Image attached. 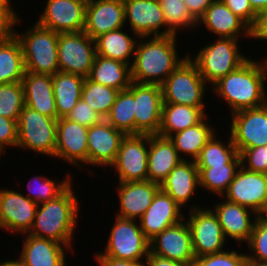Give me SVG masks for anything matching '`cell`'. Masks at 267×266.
Returning a JSON list of instances; mask_svg holds the SVG:
<instances>
[{"label": "cell", "instance_id": "30bf717a", "mask_svg": "<svg viewBox=\"0 0 267 266\" xmlns=\"http://www.w3.org/2000/svg\"><path fill=\"white\" fill-rule=\"evenodd\" d=\"M148 146V147H147ZM149 135L129 134L121 141L115 161L110 165L119 174V182L148 180Z\"/></svg>", "mask_w": 267, "mask_h": 266}, {"label": "cell", "instance_id": "277c9868", "mask_svg": "<svg viewBox=\"0 0 267 266\" xmlns=\"http://www.w3.org/2000/svg\"><path fill=\"white\" fill-rule=\"evenodd\" d=\"M13 34L20 41L26 72L54 75L59 71V33L39 25L37 22L25 33Z\"/></svg>", "mask_w": 267, "mask_h": 266}, {"label": "cell", "instance_id": "4fadbf2b", "mask_svg": "<svg viewBox=\"0 0 267 266\" xmlns=\"http://www.w3.org/2000/svg\"><path fill=\"white\" fill-rule=\"evenodd\" d=\"M230 135L238 154L267 145V103L232 113Z\"/></svg>", "mask_w": 267, "mask_h": 266}, {"label": "cell", "instance_id": "91938a15", "mask_svg": "<svg viewBox=\"0 0 267 266\" xmlns=\"http://www.w3.org/2000/svg\"><path fill=\"white\" fill-rule=\"evenodd\" d=\"M3 148L0 147V156L2 155V152H4ZM1 158V157H0Z\"/></svg>", "mask_w": 267, "mask_h": 266}, {"label": "cell", "instance_id": "6da1fadb", "mask_svg": "<svg viewBox=\"0 0 267 266\" xmlns=\"http://www.w3.org/2000/svg\"><path fill=\"white\" fill-rule=\"evenodd\" d=\"M267 59L262 63L248 59L238 69L228 73L212 85L214 93L223 98L232 113L267 103L265 82Z\"/></svg>", "mask_w": 267, "mask_h": 266}, {"label": "cell", "instance_id": "836d02e7", "mask_svg": "<svg viewBox=\"0 0 267 266\" xmlns=\"http://www.w3.org/2000/svg\"><path fill=\"white\" fill-rule=\"evenodd\" d=\"M25 72L20 41L14 34L0 40V85L22 82Z\"/></svg>", "mask_w": 267, "mask_h": 266}, {"label": "cell", "instance_id": "ac0fdd59", "mask_svg": "<svg viewBox=\"0 0 267 266\" xmlns=\"http://www.w3.org/2000/svg\"><path fill=\"white\" fill-rule=\"evenodd\" d=\"M125 133L115 129L106 119L88 128V164L110 166L116 159Z\"/></svg>", "mask_w": 267, "mask_h": 266}, {"label": "cell", "instance_id": "d590c367", "mask_svg": "<svg viewBox=\"0 0 267 266\" xmlns=\"http://www.w3.org/2000/svg\"><path fill=\"white\" fill-rule=\"evenodd\" d=\"M207 119L204 118L200 123L193 127H189L183 131L170 135L168 138L173 143L179 156L184 160L180 154H187L193 161L199 156L200 151L216 134L215 129L207 124Z\"/></svg>", "mask_w": 267, "mask_h": 266}, {"label": "cell", "instance_id": "f546056e", "mask_svg": "<svg viewBox=\"0 0 267 266\" xmlns=\"http://www.w3.org/2000/svg\"><path fill=\"white\" fill-rule=\"evenodd\" d=\"M204 109L187 105L163 103L158 136L168 138L172 134L195 126L206 117Z\"/></svg>", "mask_w": 267, "mask_h": 266}, {"label": "cell", "instance_id": "4316f807", "mask_svg": "<svg viewBox=\"0 0 267 266\" xmlns=\"http://www.w3.org/2000/svg\"><path fill=\"white\" fill-rule=\"evenodd\" d=\"M66 245L27 233L17 260L22 266H66Z\"/></svg>", "mask_w": 267, "mask_h": 266}, {"label": "cell", "instance_id": "1f68e13d", "mask_svg": "<svg viewBox=\"0 0 267 266\" xmlns=\"http://www.w3.org/2000/svg\"><path fill=\"white\" fill-rule=\"evenodd\" d=\"M85 77L58 71L52 75L53 93L55 97L58 119L66 117L81 99V91Z\"/></svg>", "mask_w": 267, "mask_h": 266}, {"label": "cell", "instance_id": "3957f363", "mask_svg": "<svg viewBox=\"0 0 267 266\" xmlns=\"http://www.w3.org/2000/svg\"><path fill=\"white\" fill-rule=\"evenodd\" d=\"M71 186L70 184L56 198L37 206L29 235L51 239L66 245V248H71L79 214L78 198Z\"/></svg>", "mask_w": 267, "mask_h": 266}, {"label": "cell", "instance_id": "d4e9b609", "mask_svg": "<svg viewBox=\"0 0 267 266\" xmlns=\"http://www.w3.org/2000/svg\"><path fill=\"white\" fill-rule=\"evenodd\" d=\"M214 208L213 212L218 218L225 237L229 236L237 242L249 241L255 219L258 217L254 211L228 200L217 203ZM251 214L255 216L254 221L250 218Z\"/></svg>", "mask_w": 267, "mask_h": 266}, {"label": "cell", "instance_id": "60d3db41", "mask_svg": "<svg viewBox=\"0 0 267 266\" xmlns=\"http://www.w3.org/2000/svg\"><path fill=\"white\" fill-rule=\"evenodd\" d=\"M25 106L22 82L0 85V115L18 122L20 112Z\"/></svg>", "mask_w": 267, "mask_h": 266}, {"label": "cell", "instance_id": "f907efd6", "mask_svg": "<svg viewBox=\"0 0 267 266\" xmlns=\"http://www.w3.org/2000/svg\"><path fill=\"white\" fill-rule=\"evenodd\" d=\"M18 22H20L19 18L14 21L4 10L0 9V40L11 36Z\"/></svg>", "mask_w": 267, "mask_h": 266}, {"label": "cell", "instance_id": "f1b7e54d", "mask_svg": "<svg viewBox=\"0 0 267 266\" xmlns=\"http://www.w3.org/2000/svg\"><path fill=\"white\" fill-rule=\"evenodd\" d=\"M183 159L169 138L149 135L148 180L161 184Z\"/></svg>", "mask_w": 267, "mask_h": 266}, {"label": "cell", "instance_id": "7bdbcfd3", "mask_svg": "<svg viewBox=\"0 0 267 266\" xmlns=\"http://www.w3.org/2000/svg\"><path fill=\"white\" fill-rule=\"evenodd\" d=\"M247 243L253 254H246V259L267 262V215L258 216L255 219L252 234Z\"/></svg>", "mask_w": 267, "mask_h": 266}, {"label": "cell", "instance_id": "ba28073f", "mask_svg": "<svg viewBox=\"0 0 267 266\" xmlns=\"http://www.w3.org/2000/svg\"><path fill=\"white\" fill-rule=\"evenodd\" d=\"M105 253L99 252L96 257H113L131 261H142L150 251L149 240L144 236L140 224L134 219L116 216Z\"/></svg>", "mask_w": 267, "mask_h": 266}, {"label": "cell", "instance_id": "d6a6232c", "mask_svg": "<svg viewBox=\"0 0 267 266\" xmlns=\"http://www.w3.org/2000/svg\"><path fill=\"white\" fill-rule=\"evenodd\" d=\"M123 31V28H120L96 37V55L130 65V57H134L136 42L139 40L138 37L133 39Z\"/></svg>", "mask_w": 267, "mask_h": 266}, {"label": "cell", "instance_id": "9c48e42d", "mask_svg": "<svg viewBox=\"0 0 267 266\" xmlns=\"http://www.w3.org/2000/svg\"><path fill=\"white\" fill-rule=\"evenodd\" d=\"M57 49L59 71L89 76L96 56L95 39L84 31L59 33Z\"/></svg>", "mask_w": 267, "mask_h": 266}, {"label": "cell", "instance_id": "7c38bea8", "mask_svg": "<svg viewBox=\"0 0 267 266\" xmlns=\"http://www.w3.org/2000/svg\"><path fill=\"white\" fill-rule=\"evenodd\" d=\"M225 200L254 211L258 216L267 215V176L240 167L225 193Z\"/></svg>", "mask_w": 267, "mask_h": 266}, {"label": "cell", "instance_id": "f5cc1de1", "mask_svg": "<svg viewBox=\"0 0 267 266\" xmlns=\"http://www.w3.org/2000/svg\"><path fill=\"white\" fill-rule=\"evenodd\" d=\"M100 266H147L143 261H131L124 259H116L113 257H96Z\"/></svg>", "mask_w": 267, "mask_h": 266}, {"label": "cell", "instance_id": "6f0895ef", "mask_svg": "<svg viewBox=\"0 0 267 266\" xmlns=\"http://www.w3.org/2000/svg\"><path fill=\"white\" fill-rule=\"evenodd\" d=\"M243 266H267V262L246 259Z\"/></svg>", "mask_w": 267, "mask_h": 266}, {"label": "cell", "instance_id": "11a10c76", "mask_svg": "<svg viewBox=\"0 0 267 266\" xmlns=\"http://www.w3.org/2000/svg\"><path fill=\"white\" fill-rule=\"evenodd\" d=\"M249 3L258 15L267 10V0H249Z\"/></svg>", "mask_w": 267, "mask_h": 266}, {"label": "cell", "instance_id": "8fae6325", "mask_svg": "<svg viewBox=\"0 0 267 266\" xmlns=\"http://www.w3.org/2000/svg\"><path fill=\"white\" fill-rule=\"evenodd\" d=\"M189 219L186 221L192 239L195 257L215 254L224 251L227 242L222 227L213 209L190 208Z\"/></svg>", "mask_w": 267, "mask_h": 266}, {"label": "cell", "instance_id": "e0dca14e", "mask_svg": "<svg viewBox=\"0 0 267 266\" xmlns=\"http://www.w3.org/2000/svg\"><path fill=\"white\" fill-rule=\"evenodd\" d=\"M37 206L20 192L0 189V228L26 236L33 225Z\"/></svg>", "mask_w": 267, "mask_h": 266}, {"label": "cell", "instance_id": "8d00e7d4", "mask_svg": "<svg viewBox=\"0 0 267 266\" xmlns=\"http://www.w3.org/2000/svg\"><path fill=\"white\" fill-rule=\"evenodd\" d=\"M135 99L128 90L119 91L113 106L105 118L115 129L126 135L135 134Z\"/></svg>", "mask_w": 267, "mask_h": 266}, {"label": "cell", "instance_id": "603a6c76", "mask_svg": "<svg viewBox=\"0 0 267 266\" xmlns=\"http://www.w3.org/2000/svg\"><path fill=\"white\" fill-rule=\"evenodd\" d=\"M119 212L118 217L139 219L151 205L160 184L147 181L119 182L118 184Z\"/></svg>", "mask_w": 267, "mask_h": 266}, {"label": "cell", "instance_id": "5bb4252c", "mask_svg": "<svg viewBox=\"0 0 267 266\" xmlns=\"http://www.w3.org/2000/svg\"><path fill=\"white\" fill-rule=\"evenodd\" d=\"M135 99V134L158 135L162 115V89L157 84L131 82Z\"/></svg>", "mask_w": 267, "mask_h": 266}, {"label": "cell", "instance_id": "ab89813d", "mask_svg": "<svg viewBox=\"0 0 267 266\" xmlns=\"http://www.w3.org/2000/svg\"><path fill=\"white\" fill-rule=\"evenodd\" d=\"M215 134L210 138L202 148L199 156L195 159L196 166H218L228 164L237 154L238 151L233 144L231 135L228 144L224 145L218 141Z\"/></svg>", "mask_w": 267, "mask_h": 266}, {"label": "cell", "instance_id": "f35d334b", "mask_svg": "<svg viewBox=\"0 0 267 266\" xmlns=\"http://www.w3.org/2000/svg\"><path fill=\"white\" fill-rule=\"evenodd\" d=\"M159 3L166 26L165 30L162 31L163 36H177L176 33L180 28L198 27L197 21L191 16L183 0H159Z\"/></svg>", "mask_w": 267, "mask_h": 266}, {"label": "cell", "instance_id": "e575fe53", "mask_svg": "<svg viewBox=\"0 0 267 266\" xmlns=\"http://www.w3.org/2000/svg\"><path fill=\"white\" fill-rule=\"evenodd\" d=\"M241 157L237 154L228 164L218 166H197L199 171V187L224 196L230 183L241 167Z\"/></svg>", "mask_w": 267, "mask_h": 266}, {"label": "cell", "instance_id": "ee69618b", "mask_svg": "<svg viewBox=\"0 0 267 266\" xmlns=\"http://www.w3.org/2000/svg\"><path fill=\"white\" fill-rule=\"evenodd\" d=\"M246 254L237 251H222L196 257L193 266H243Z\"/></svg>", "mask_w": 267, "mask_h": 266}, {"label": "cell", "instance_id": "2e32d148", "mask_svg": "<svg viewBox=\"0 0 267 266\" xmlns=\"http://www.w3.org/2000/svg\"><path fill=\"white\" fill-rule=\"evenodd\" d=\"M149 246L152 254L190 266H193L196 258L192 247L191 232L186 220L157 234L149 241Z\"/></svg>", "mask_w": 267, "mask_h": 266}, {"label": "cell", "instance_id": "b9f144b4", "mask_svg": "<svg viewBox=\"0 0 267 266\" xmlns=\"http://www.w3.org/2000/svg\"><path fill=\"white\" fill-rule=\"evenodd\" d=\"M43 176H36L33 177L34 184H38L37 186L33 187L32 189H28L30 191V194L27 195V197L35 202L37 205L46 203L50 201L51 199L56 198L58 195H60L70 184H71V176L68 175L65 179L60 181L56 184L55 181L51 180V178H42ZM43 179V180H42ZM31 183V182H29ZM28 183V184H29ZM30 186V185H28Z\"/></svg>", "mask_w": 267, "mask_h": 266}, {"label": "cell", "instance_id": "816d5d0a", "mask_svg": "<svg viewBox=\"0 0 267 266\" xmlns=\"http://www.w3.org/2000/svg\"><path fill=\"white\" fill-rule=\"evenodd\" d=\"M251 37L257 40H267V10L258 15L257 22L251 29Z\"/></svg>", "mask_w": 267, "mask_h": 266}, {"label": "cell", "instance_id": "4dcf8cb0", "mask_svg": "<svg viewBox=\"0 0 267 266\" xmlns=\"http://www.w3.org/2000/svg\"><path fill=\"white\" fill-rule=\"evenodd\" d=\"M131 65L96 55L88 78L96 83L117 89H128L131 79Z\"/></svg>", "mask_w": 267, "mask_h": 266}, {"label": "cell", "instance_id": "bcb514c9", "mask_svg": "<svg viewBox=\"0 0 267 266\" xmlns=\"http://www.w3.org/2000/svg\"><path fill=\"white\" fill-rule=\"evenodd\" d=\"M66 119L76 122L82 126L90 128L92 125L99 123L103 118L82 99L66 115Z\"/></svg>", "mask_w": 267, "mask_h": 266}, {"label": "cell", "instance_id": "680465c9", "mask_svg": "<svg viewBox=\"0 0 267 266\" xmlns=\"http://www.w3.org/2000/svg\"><path fill=\"white\" fill-rule=\"evenodd\" d=\"M0 266H22L17 259L16 260H5V262H0Z\"/></svg>", "mask_w": 267, "mask_h": 266}, {"label": "cell", "instance_id": "f6af8a7d", "mask_svg": "<svg viewBox=\"0 0 267 266\" xmlns=\"http://www.w3.org/2000/svg\"><path fill=\"white\" fill-rule=\"evenodd\" d=\"M240 157L241 166L246 170L260 173L267 172V145L244 149L240 153Z\"/></svg>", "mask_w": 267, "mask_h": 266}, {"label": "cell", "instance_id": "8992f818", "mask_svg": "<svg viewBox=\"0 0 267 266\" xmlns=\"http://www.w3.org/2000/svg\"><path fill=\"white\" fill-rule=\"evenodd\" d=\"M237 42L238 39L220 37L213 44L203 47L194 59L190 57L210 86L248 60L239 52Z\"/></svg>", "mask_w": 267, "mask_h": 266}, {"label": "cell", "instance_id": "ffe728a7", "mask_svg": "<svg viewBox=\"0 0 267 266\" xmlns=\"http://www.w3.org/2000/svg\"><path fill=\"white\" fill-rule=\"evenodd\" d=\"M182 209L161 188L155 194L151 205L140 218V227L144 236L150 241L166 228L180 223L185 219Z\"/></svg>", "mask_w": 267, "mask_h": 266}, {"label": "cell", "instance_id": "d6986e66", "mask_svg": "<svg viewBox=\"0 0 267 266\" xmlns=\"http://www.w3.org/2000/svg\"><path fill=\"white\" fill-rule=\"evenodd\" d=\"M123 0H87L84 32L92 39L125 25Z\"/></svg>", "mask_w": 267, "mask_h": 266}, {"label": "cell", "instance_id": "44dd1931", "mask_svg": "<svg viewBox=\"0 0 267 266\" xmlns=\"http://www.w3.org/2000/svg\"><path fill=\"white\" fill-rule=\"evenodd\" d=\"M88 128L65 117L57 119V142L54 158H61L73 166L88 164Z\"/></svg>", "mask_w": 267, "mask_h": 266}, {"label": "cell", "instance_id": "9f6ffc18", "mask_svg": "<svg viewBox=\"0 0 267 266\" xmlns=\"http://www.w3.org/2000/svg\"><path fill=\"white\" fill-rule=\"evenodd\" d=\"M12 8L10 0H0V9L4 10L15 21L18 17Z\"/></svg>", "mask_w": 267, "mask_h": 266}, {"label": "cell", "instance_id": "681fc988", "mask_svg": "<svg viewBox=\"0 0 267 266\" xmlns=\"http://www.w3.org/2000/svg\"><path fill=\"white\" fill-rule=\"evenodd\" d=\"M214 0H183L191 16L198 22Z\"/></svg>", "mask_w": 267, "mask_h": 266}, {"label": "cell", "instance_id": "db71d44e", "mask_svg": "<svg viewBox=\"0 0 267 266\" xmlns=\"http://www.w3.org/2000/svg\"><path fill=\"white\" fill-rule=\"evenodd\" d=\"M146 265L147 266H190L189 264H184L178 261H173L167 258H163L152 254L150 251L146 258Z\"/></svg>", "mask_w": 267, "mask_h": 266}, {"label": "cell", "instance_id": "74e56055", "mask_svg": "<svg viewBox=\"0 0 267 266\" xmlns=\"http://www.w3.org/2000/svg\"><path fill=\"white\" fill-rule=\"evenodd\" d=\"M119 90L85 78L81 99L91 106L103 119L109 114Z\"/></svg>", "mask_w": 267, "mask_h": 266}, {"label": "cell", "instance_id": "7dc6e473", "mask_svg": "<svg viewBox=\"0 0 267 266\" xmlns=\"http://www.w3.org/2000/svg\"><path fill=\"white\" fill-rule=\"evenodd\" d=\"M223 3L251 29L255 26L258 14L252 9L249 0H222Z\"/></svg>", "mask_w": 267, "mask_h": 266}, {"label": "cell", "instance_id": "7a4b0ae2", "mask_svg": "<svg viewBox=\"0 0 267 266\" xmlns=\"http://www.w3.org/2000/svg\"><path fill=\"white\" fill-rule=\"evenodd\" d=\"M139 38H146L147 41L142 40L136 44L134 60L130 66L132 82L161 85L190 55L188 53L184 58H179L175 35Z\"/></svg>", "mask_w": 267, "mask_h": 266}, {"label": "cell", "instance_id": "52a82bcc", "mask_svg": "<svg viewBox=\"0 0 267 266\" xmlns=\"http://www.w3.org/2000/svg\"><path fill=\"white\" fill-rule=\"evenodd\" d=\"M17 126V147L51 157L55 155L57 119L46 117L25 105L20 112Z\"/></svg>", "mask_w": 267, "mask_h": 266}, {"label": "cell", "instance_id": "cb8c5ba5", "mask_svg": "<svg viewBox=\"0 0 267 266\" xmlns=\"http://www.w3.org/2000/svg\"><path fill=\"white\" fill-rule=\"evenodd\" d=\"M22 84L26 106L46 117L58 119L52 75L25 72Z\"/></svg>", "mask_w": 267, "mask_h": 266}, {"label": "cell", "instance_id": "c3c4849f", "mask_svg": "<svg viewBox=\"0 0 267 266\" xmlns=\"http://www.w3.org/2000/svg\"><path fill=\"white\" fill-rule=\"evenodd\" d=\"M17 121L0 115V147L4 150L5 146L17 147L18 141Z\"/></svg>", "mask_w": 267, "mask_h": 266}, {"label": "cell", "instance_id": "7402d4cb", "mask_svg": "<svg viewBox=\"0 0 267 266\" xmlns=\"http://www.w3.org/2000/svg\"><path fill=\"white\" fill-rule=\"evenodd\" d=\"M125 20L136 37L163 36L160 28L165 26L159 0H123Z\"/></svg>", "mask_w": 267, "mask_h": 266}, {"label": "cell", "instance_id": "9a60e30c", "mask_svg": "<svg viewBox=\"0 0 267 266\" xmlns=\"http://www.w3.org/2000/svg\"><path fill=\"white\" fill-rule=\"evenodd\" d=\"M87 0H47L37 23L57 33L84 31Z\"/></svg>", "mask_w": 267, "mask_h": 266}, {"label": "cell", "instance_id": "484cf974", "mask_svg": "<svg viewBox=\"0 0 267 266\" xmlns=\"http://www.w3.org/2000/svg\"><path fill=\"white\" fill-rule=\"evenodd\" d=\"M204 24L206 28L217 34V37L237 39L241 33L251 38V28L236 14H234L222 0H214L206 9L197 24ZM242 29V30H241Z\"/></svg>", "mask_w": 267, "mask_h": 266}, {"label": "cell", "instance_id": "5b68a950", "mask_svg": "<svg viewBox=\"0 0 267 266\" xmlns=\"http://www.w3.org/2000/svg\"><path fill=\"white\" fill-rule=\"evenodd\" d=\"M206 84L188 55L161 84L163 103L205 108Z\"/></svg>", "mask_w": 267, "mask_h": 266}, {"label": "cell", "instance_id": "83f0119b", "mask_svg": "<svg viewBox=\"0 0 267 266\" xmlns=\"http://www.w3.org/2000/svg\"><path fill=\"white\" fill-rule=\"evenodd\" d=\"M197 186H199L198 168L195 161L186 159L176 165L160 184V188L181 207L195 194Z\"/></svg>", "mask_w": 267, "mask_h": 266}]
</instances>
